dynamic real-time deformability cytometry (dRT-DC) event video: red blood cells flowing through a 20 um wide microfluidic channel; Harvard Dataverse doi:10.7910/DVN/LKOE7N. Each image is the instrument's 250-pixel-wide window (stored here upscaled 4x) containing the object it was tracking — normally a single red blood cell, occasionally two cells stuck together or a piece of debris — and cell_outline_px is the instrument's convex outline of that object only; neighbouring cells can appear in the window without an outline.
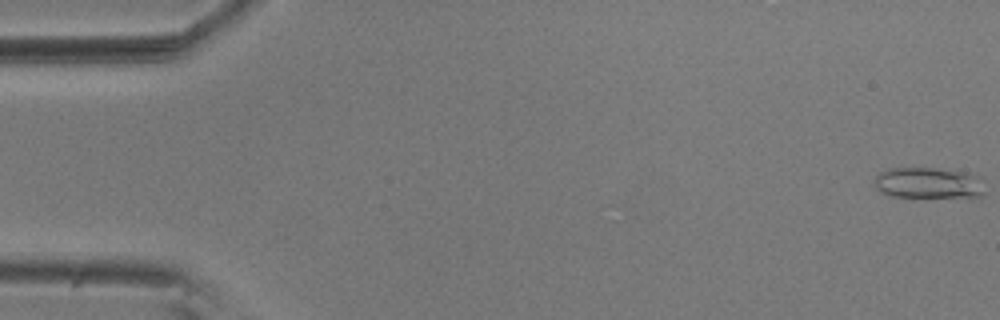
{"species": "common noctule bat (a hibernating species)", "species_latin": "Nyctalus noctula", "temperature_condition": "room temperature", "stored_images_in_passage": 17, "camera_frame_rate_fps": 3000, "um_per_image_px": 0.085, "animal": {"sex": "male", "body_mass_g": 20.5, "forearm_length_mm": 52.5}, "frame": {"image": 1, "passage_image": 1, "time_ms": 0.0, "image_size_px": [1000, 320], "cell_outline_px": [[984, 192], [980, 196], [892, 196], [876, 188], [876, 176], [880, 172], [888, 168], [932, 168], [964, 172]], "centroid_in_image_um": [78.73, 15.54], "position_along_channel_um": 6.3, "area_um2": 18.55}}
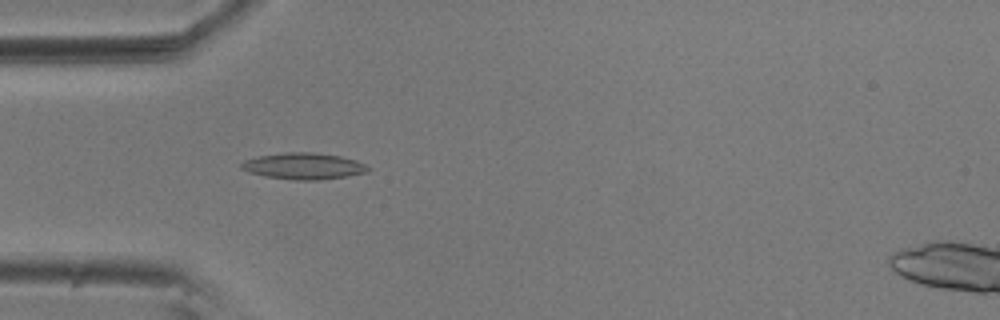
{"frame": {"image": 2, "passage_image": 17, "time_ms": 5.333, "image_size_px": [1000, 320], "cell_outline_px": [[372, 168], [368, 172], [344, 176], [316, 180], [292, 180], [264, 176], [248, 172], [240, 168], [240, 164], [244, 160], [260, 156], [284, 152], [312, 152], [340, 156], [356, 160]], "centroid_in_image_um": [25.79, 14.11], "position_along_channel_um": 59.2, "area_um2": 19.48}}